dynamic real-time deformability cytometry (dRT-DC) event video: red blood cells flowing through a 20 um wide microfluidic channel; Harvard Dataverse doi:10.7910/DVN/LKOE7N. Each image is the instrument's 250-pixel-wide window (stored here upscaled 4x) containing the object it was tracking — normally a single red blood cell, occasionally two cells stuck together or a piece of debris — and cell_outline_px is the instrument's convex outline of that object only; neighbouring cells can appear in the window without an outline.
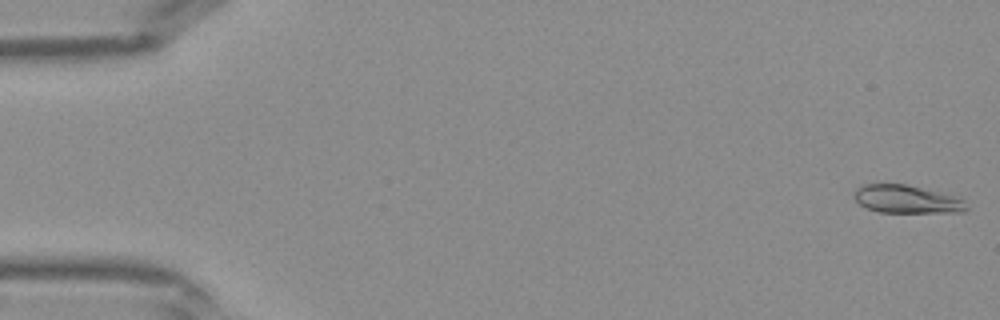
{"species": "Egyptian fruit bat (a non-hibernating species)", "species_latin": "Rousettus aegyptiacus", "temperature_condition": "warm", "stored_images_in_passage": 41, "camera_frame_rate_fps": 3000, "um_per_image_px": 0.085, "frame": {"image": 1, "passage_image": 1, "time_ms": 0.0, "image_size_px": [1000, 320], "cell_outline_px": [[968, 208], [964, 212], [880, 212], [864, 208], [856, 200], [852, 192], [860, 184], [904, 184], [952, 196], [964, 200]], "centroid_in_image_um": [76.99, 16.94], "position_along_channel_um": 8.0, "area_um2": 18.15}}
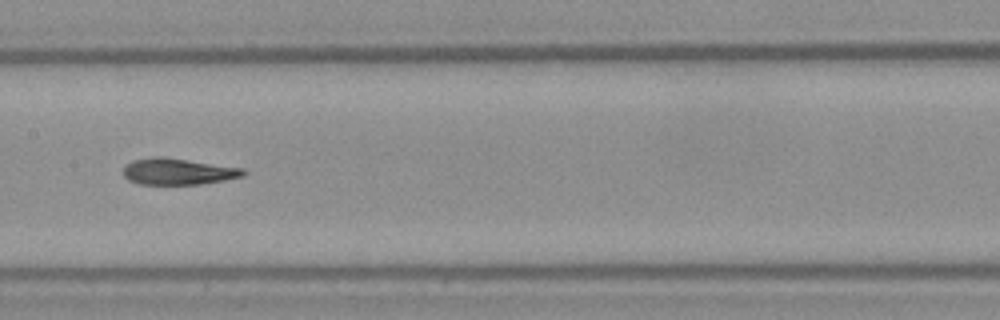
{"frame": {"image": 2, "passage_image": 21, "time_ms": 6.667, "image_size_px": [1000, 320], "cell_outline_px": [[248, 172], [244, 176], [224, 180], [200, 184], [140, 184], [128, 180], [124, 176], [124, 164], [132, 160], [152, 156], [164, 156], [244, 168]], "centroid_in_image_um": [15.13, 14.56], "position_along_channel_um": 192.3, "area_um2": 18.73}}
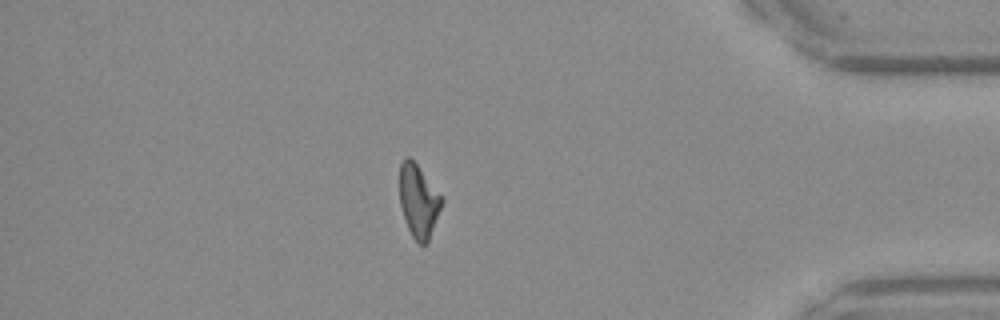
{"frame": {"image": 3, "passage_image": 36, "time_ms": 11.667, "image_size_px": [1000, 320], "cell_outline_px": [[444, 200], [428, 240], [424, 244], [416, 244], [408, 228], [400, 204], [400, 164], [408, 156], [416, 164], [444, 196]], "centroid_in_image_um": [35.59, 17.08], "position_along_channel_um": 399.6, "area_um2": 17.74}}